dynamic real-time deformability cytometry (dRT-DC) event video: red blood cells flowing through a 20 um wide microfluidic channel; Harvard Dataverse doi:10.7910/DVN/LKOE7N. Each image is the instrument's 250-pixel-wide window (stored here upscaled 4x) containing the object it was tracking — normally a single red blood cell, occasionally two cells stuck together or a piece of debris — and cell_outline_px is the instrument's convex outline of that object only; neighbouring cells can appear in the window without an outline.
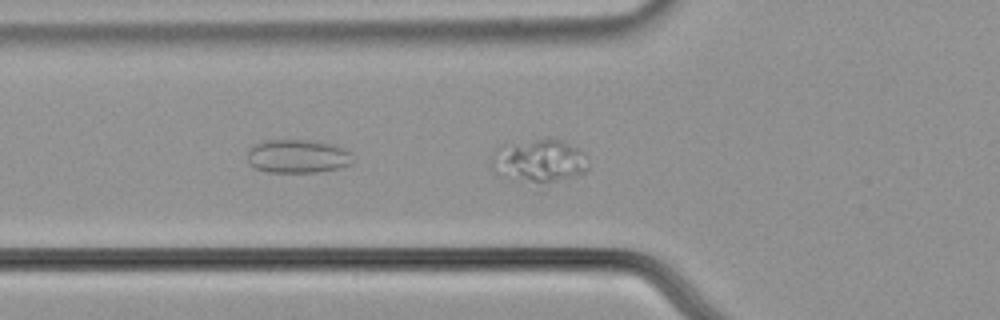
{"species": "common noctule bat (a hibernating species)", "species_latin": "Nyctalus noctula", "temperature_condition": "cold", "stored_images_in_passage": 54, "camera_frame_rate_fps": 3000, "um_per_image_px": 0.085, "animal": {"sex": "male", "body_mass_g": 21.5, "forearm_length_mm": 52.0}, "frame": {"image": 1, "passage_image": 17, "time_ms": 5.333, "image_size_px": [1000, 320], "cell_outline_px": [[588, 168], [584, 172], [540, 192], [536, 192], [492, 172], [492, 156], [496, 148], [536, 140], [560, 140], [584, 152]], "centroid_in_image_um": [45.8, 13.89], "position_along_channel_um": 80.0, "area_um2": 25.95}}
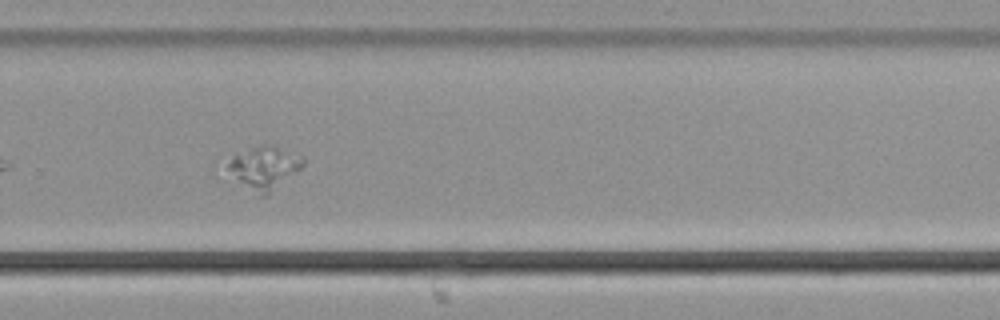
{"frame": {"image": 2, "passage_image": 36, "time_ms": 11.667, "image_size_px": [1000, 320], "cell_outline_px": [[304, 164], [300, 168], [264, 196], [256, 196], [228, 168], [228, 164], [232, 156], [236, 152], [264, 144], [272, 144], [304, 156]], "centroid_in_image_um": [22.49, 14.2], "position_along_channel_um": 307.3, "area_um2": 18.26}}
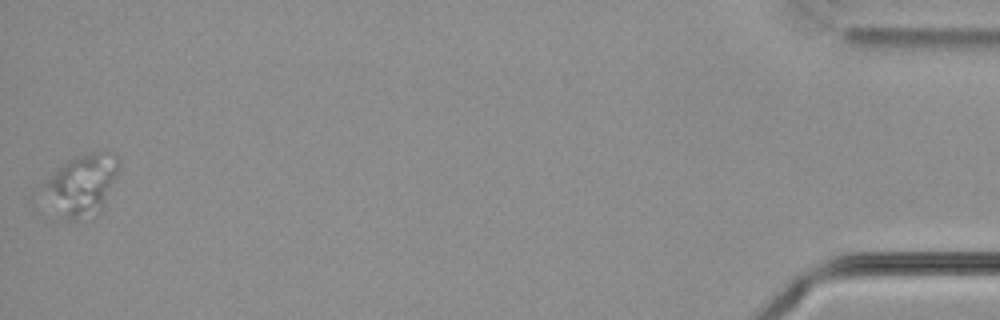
{"frame": {"image": 3, "passage_image": 54, "time_ms": 17.667, "image_size_px": [1000, 320], "cell_outline_px": [[116, 172], [104, 208], [96, 216], [56, 224], [52, 220], [48, 184], [48, 180], [68, 160], [88, 152], [100, 152], [116, 160]], "centroid_in_image_um": [6.91, 15.9], "position_along_channel_um": 428.3, "area_um2": 26.24}}